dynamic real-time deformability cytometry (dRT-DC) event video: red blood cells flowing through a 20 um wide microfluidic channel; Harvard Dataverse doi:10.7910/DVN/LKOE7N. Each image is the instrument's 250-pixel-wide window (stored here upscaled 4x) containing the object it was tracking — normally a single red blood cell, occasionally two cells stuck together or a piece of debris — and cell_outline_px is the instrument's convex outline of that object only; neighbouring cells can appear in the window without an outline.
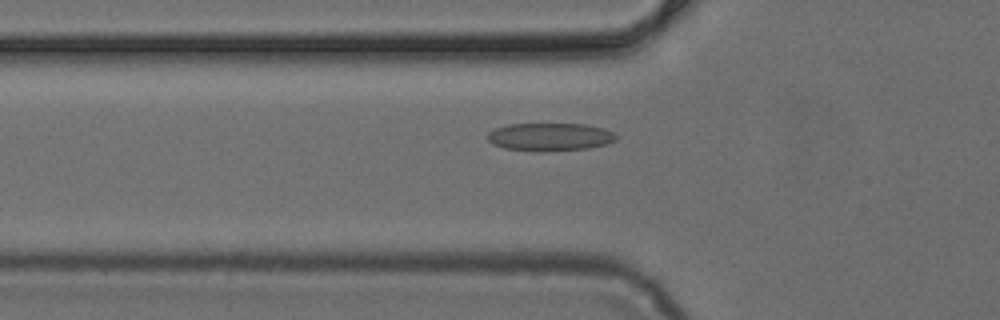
{"species": "common noctule bat (a hibernating species)", "species_latin": "Nyctalus noctula", "temperature_condition": "cold", "stored_images_in_passage": 46, "camera_frame_rate_fps": 3000, "um_per_image_px": 0.085, "animal": {"sex": "female", "body_mass_g": 24.6, "forearm_length_mm": 56.2}, "frame": {"image": 1, "passage_image": 13, "time_ms": 4.0, "image_size_px": [1000, 320], "cell_outline_px": [[620, 136], [616, 140], [608, 144], [588, 148], [544, 152], [540, 152], [504, 148], [492, 144], [488, 140], [488, 132], [496, 128], [508, 124], [584, 124], [604, 128]], "centroid_in_image_um": [46.77, 11.64], "position_along_channel_um": 79.0, "area_um2": 21.15}}
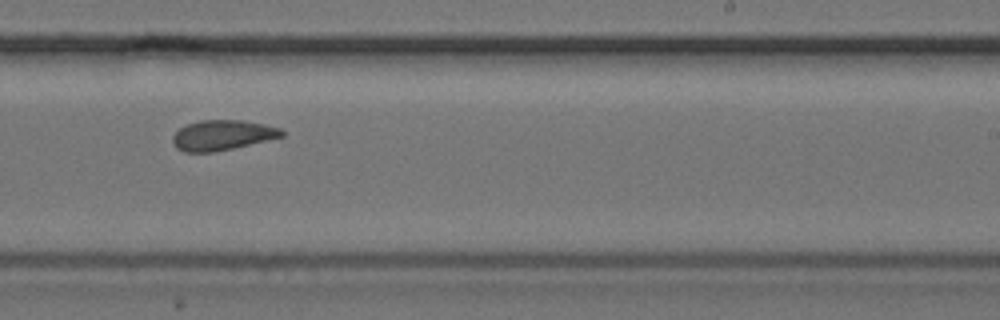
{"frame": {"image": 2, "passage_image": 27, "time_ms": 8.667, "image_size_px": [1000, 320], "cell_outline_px": [[284, 136], [268, 140], [232, 148], [212, 152], [184, 152], [176, 148], [172, 144], [172, 136], [180, 128], [188, 124], [200, 120], [244, 120], [264, 124], [280, 128], [284, 132]], "centroid_in_image_um": [18.88, 11.49], "position_along_channel_um": 270.1, "area_um2": 19.13}}
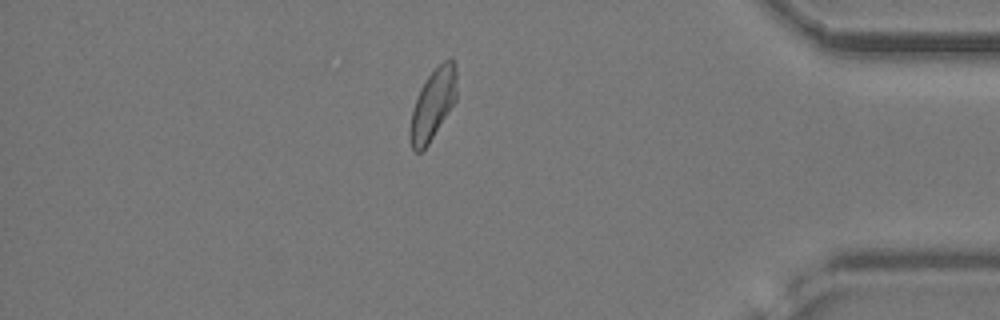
{"frame": {"image": 3, "passage_image": 39, "time_ms": 12.667, "image_size_px": [1000, 320], "cell_outline_px": [[456, 100], [428, 144], [420, 152], [412, 152], [408, 140], [408, 128], [412, 112], [420, 88], [428, 76], [444, 60], [452, 56], [456, 68]], "centroid_in_image_um": [36.77, 8.9], "position_along_channel_um": 398.4, "area_um2": 19.25}}